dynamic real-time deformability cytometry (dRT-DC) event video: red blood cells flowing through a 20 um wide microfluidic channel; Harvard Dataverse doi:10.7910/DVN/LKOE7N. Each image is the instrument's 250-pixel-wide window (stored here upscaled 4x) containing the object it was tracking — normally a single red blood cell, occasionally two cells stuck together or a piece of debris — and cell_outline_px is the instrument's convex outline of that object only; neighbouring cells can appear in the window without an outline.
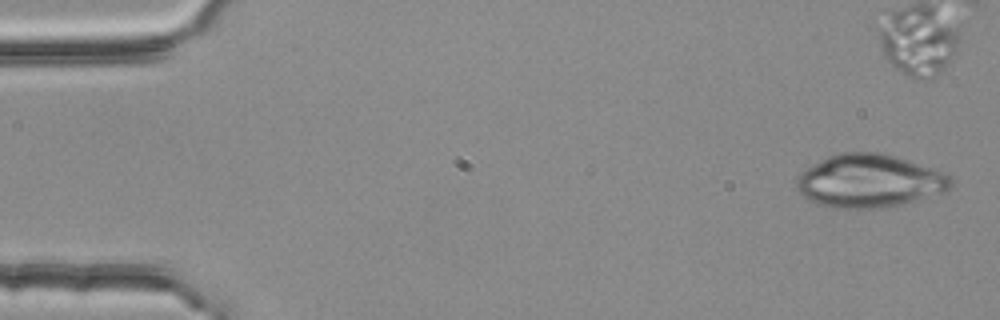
{"species": "common noctule bat (a hibernating species)", "species_latin": "Nyctalus noctula", "temperature_condition": "room temperature", "stored_images_in_passage": 5, "camera_frame_rate_fps": 3000, "um_per_image_px": 0.085, "animal": {"sex": "female", "body_mass_g": 25.1}, "frame": {"image": 1, "passage_image": 1, "time_ms": 0.0, "image_size_px": [1000, 320], "cell_outline_px": [[952, 188], [948, 192], [900, 204], [876, 208], [832, 208], [816, 204], [808, 200], [796, 188], [796, 176], [800, 172], [828, 156], [840, 152], [880, 152], [896, 156], [944, 172], [952, 180]], "centroid_in_image_um": [73.89, 15.38], "position_along_channel_um": 11.1, "area_um2": 47.97}}
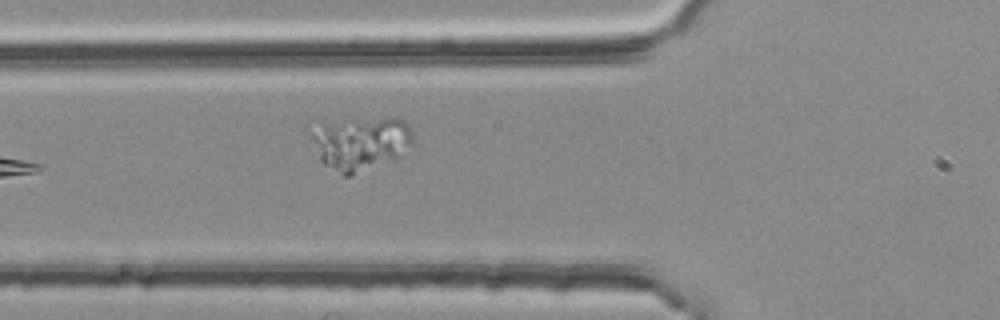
{"frame": {"image": 2, "passage_image": 5, "time_ms": 1.333, "image_size_px": [1000, 320], "cell_outline_px": [[416, 144], [396, 156], [352, 176], [344, 176], [324, 164], [320, 160], [308, 136], [308, 132], [324, 124], [396, 116], [404, 120], [408, 124], [412, 132]], "centroid_in_image_um": [30.67, 12.17], "position_along_channel_um": 95.1, "area_um2": 31.44}}